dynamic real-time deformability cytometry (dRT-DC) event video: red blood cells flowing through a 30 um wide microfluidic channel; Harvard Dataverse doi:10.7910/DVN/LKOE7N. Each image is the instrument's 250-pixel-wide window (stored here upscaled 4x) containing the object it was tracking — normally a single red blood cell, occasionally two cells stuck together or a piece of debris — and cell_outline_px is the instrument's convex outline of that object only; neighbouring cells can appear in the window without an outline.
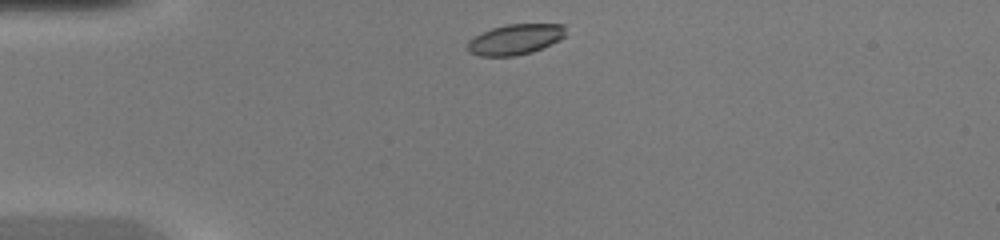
{"species": "common noctule bat (a hibernating species)", "species_latin": "Nyctalus noctula", "temperature_condition": "warm", "stored_images_in_passage": 35, "camera_frame_rate_fps": 3000, "um_per_image_px": 0.085, "animal": {"sex": "female", "body_mass_g": 20.0, "forearm_length_mm": 54.0}, "frame": {"image": 1, "passage_image": 1, "time_ms": 0.0, "image_size_px": [1000, 240], "cell_outline_px": [[564, 36], [560, 40], [532, 52], [516, 56], [480, 56], [468, 52], [464, 48], [468, 40], [492, 28], [504, 24], [564, 24]], "centroid_in_image_um": [43.75, 3.36], "position_along_channel_um": 41.3, "area_um2": 17.51}}
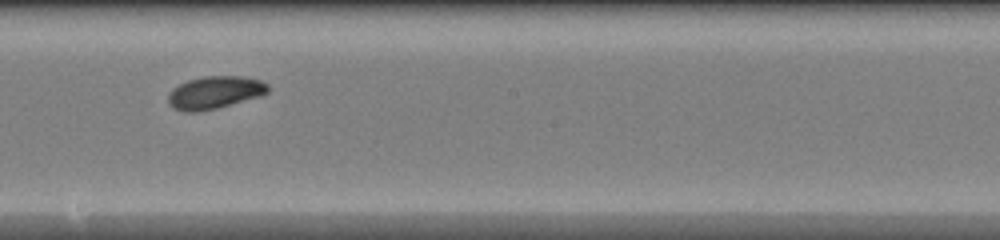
{"frame": {"image": 2, "passage_image": 16, "time_ms": 5.0, "image_size_px": [1000, 240], "cell_outline_px": [[268, 92], [260, 96], [216, 108], [196, 112], [184, 112], [172, 108], [168, 104], [168, 92], [172, 88], [188, 80], [204, 76], [240, 76], [260, 80], [268, 84]], "centroid_in_image_um": [18.21, 7.86], "position_along_channel_um": 230.0, "area_um2": 18.96}}
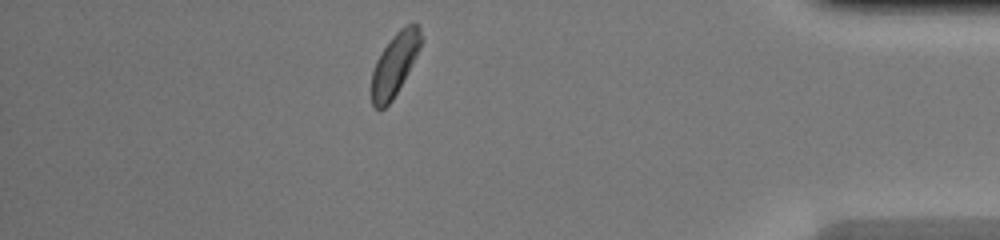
{"frame": {"image": 3, "passage_image": 30, "time_ms": 9.667, "image_size_px": [1000, 240], "cell_outline_px": [[424, 40], [408, 72], [392, 100], [380, 112], [372, 104], [372, 72], [376, 60], [380, 52], [392, 36], [404, 24], [412, 20], [420, 24]], "centroid_in_image_um": [33.59, 5.38], "position_along_channel_um": 401.6, "area_um2": 18.44}}